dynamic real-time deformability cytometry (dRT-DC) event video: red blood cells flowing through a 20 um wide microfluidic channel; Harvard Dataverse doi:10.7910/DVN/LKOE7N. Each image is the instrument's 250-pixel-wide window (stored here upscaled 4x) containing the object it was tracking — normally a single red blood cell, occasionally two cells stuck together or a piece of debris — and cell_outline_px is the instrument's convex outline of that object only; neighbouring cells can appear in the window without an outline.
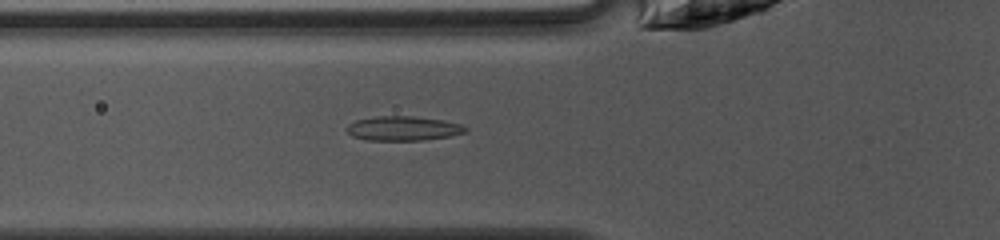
{"species": "common noctule bat (a hibernating species)", "species_latin": "Nyctalus noctula", "temperature_condition": "warm", "stored_images_in_passage": 49, "camera_frame_rate_fps": 3000, "um_per_image_px": 0.085, "animal": {"sex": "female", "body_mass_g": 10.0, "forearm_length_mm": 53.1}, "frame": {"image": 1, "passage_image": 18, "time_ms": 5.667, "image_size_px": [1000, 240], "cell_outline_px": [[468, 132], [452, 136], [424, 140], [368, 140], [352, 136], [348, 132], [348, 124], [356, 120], [376, 116], [412, 116], [444, 120], [460, 124], [468, 128]], "centroid_in_image_um": [34.32, 10.91], "position_along_channel_um": 91.5, "area_um2": 16.94}}
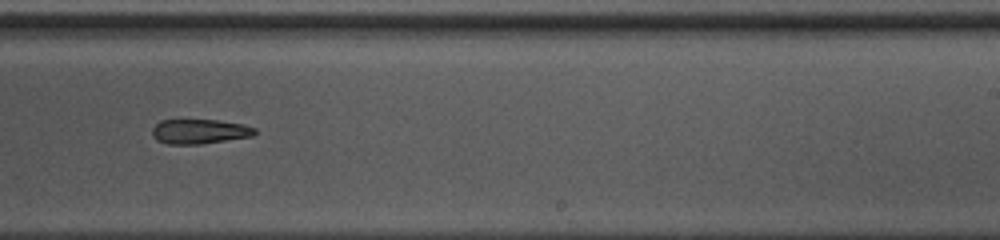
{"frame": {"image": 2, "passage_image": 31, "time_ms": 10.0, "image_size_px": [1000, 240], "cell_outline_px": [[256, 132], [252, 136], [200, 144], [168, 144], [156, 140], [152, 136], [152, 128], [160, 120], [220, 120], [244, 124], [256, 128]], "centroid_in_image_um": [16.95, 11.17], "position_along_channel_um": 272.1, "area_um2": 14.8}}
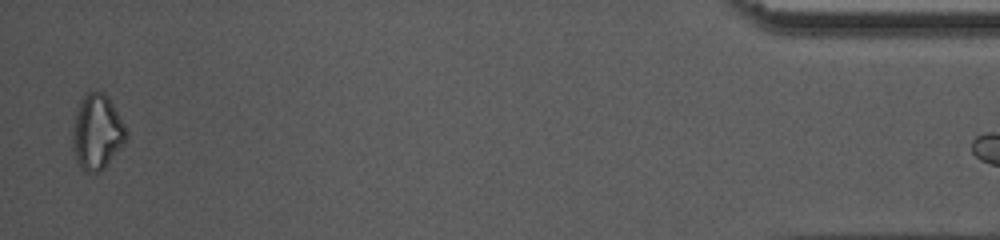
{"frame": {"image": 3, "passage_image": 48, "time_ms": 15.667, "image_size_px": [1000, 240], "cell_outline_px": [[128, 136], [124, 144], [104, 168], [100, 172], [84, 172], [76, 160], [72, 140], [72, 132], [76, 112], [80, 100], [84, 92], [104, 92], [108, 96], [124, 124]], "centroid_in_image_um": [8.24, 11.22], "position_along_channel_um": 427.0, "area_um2": 23.47}}